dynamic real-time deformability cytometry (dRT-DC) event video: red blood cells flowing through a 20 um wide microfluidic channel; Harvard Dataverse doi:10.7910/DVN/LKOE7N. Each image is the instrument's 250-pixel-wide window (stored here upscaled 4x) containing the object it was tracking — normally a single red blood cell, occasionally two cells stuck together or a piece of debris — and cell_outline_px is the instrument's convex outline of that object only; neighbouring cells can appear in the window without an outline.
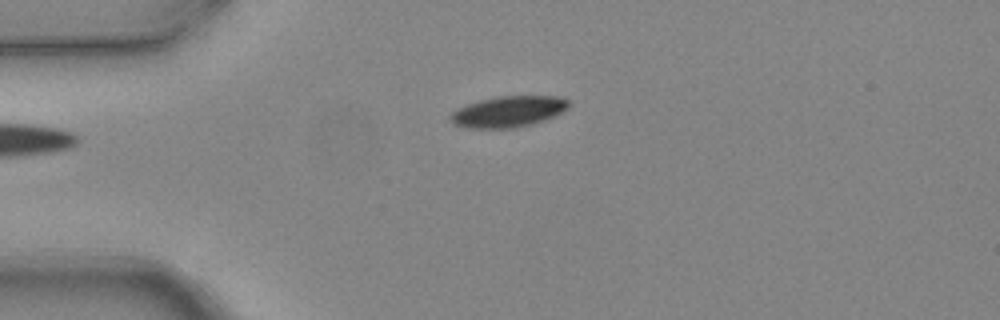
{"species": "common noctule bat (a hibernating species)", "species_latin": "Nyctalus noctula", "temperature_condition": "warm", "stored_images_in_passage": 4, "camera_frame_rate_fps": 3000, "um_per_image_px": 0.085, "animal": {"sex": "female", "body_mass_g": 24.6, "forearm_length_mm": 56.2}, "frame": {"image": 1, "passage_image": 4, "time_ms": 1.0, "image_size_px": [1000, 320], "cell_outline_px": [[568, 108], [564, 112], [544, 120], [532, 124], [512, 128], [468, 128], [452, 124], [448, 116], [456, 108], [480, 100], [496, 96], [556, 96], [568, 100]], "centroid_in_image_um": [43.17, 9.49], "position_along_channel_um": 41.8, "area_um2": 21.5}}